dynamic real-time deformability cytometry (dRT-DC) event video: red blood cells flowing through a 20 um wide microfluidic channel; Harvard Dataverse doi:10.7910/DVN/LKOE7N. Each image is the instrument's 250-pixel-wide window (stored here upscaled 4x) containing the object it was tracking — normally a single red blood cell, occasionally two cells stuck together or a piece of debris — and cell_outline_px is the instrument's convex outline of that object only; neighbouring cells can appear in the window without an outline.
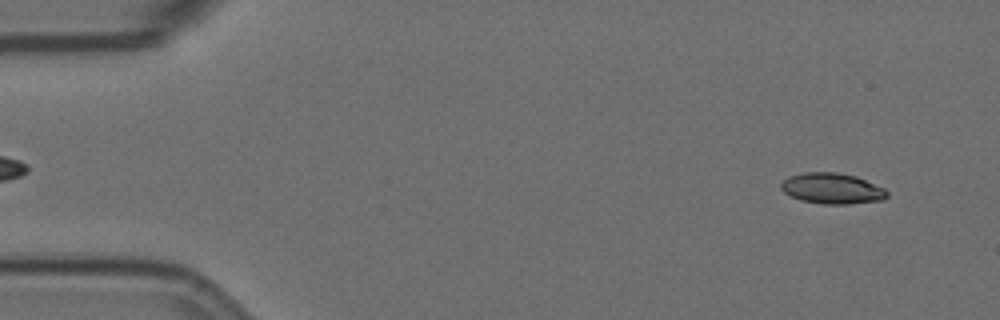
{"species": "Egyptian fruit bat (a non-hibernating species)", "species_latin": "Rousettus aegyptiacus", "temperature_condition": "room temperature", "stored_images_in_passage": 57, "camera_frame_rate_fps": 3000, "um_per_image_px": 0.085, "animal": {"sex": "female"}, "frame": {"image": 1, "passage_image": 4, "time_ms": 1.0, "image_size_px": [1000, 320], "cell_outline_px": [[888, 196], [884, 200], [848, 204], [824, 204], [800, 200], [784, 192], [780, 188], [780, 184], [788, 176], [804, 172], [836, 172], [856, 176], [884, 188], [888, 192]], "centroid_in_image_um": [70.73, 16.02], "position_along_channel_um": 14.3, "area_um2": 19.07}}
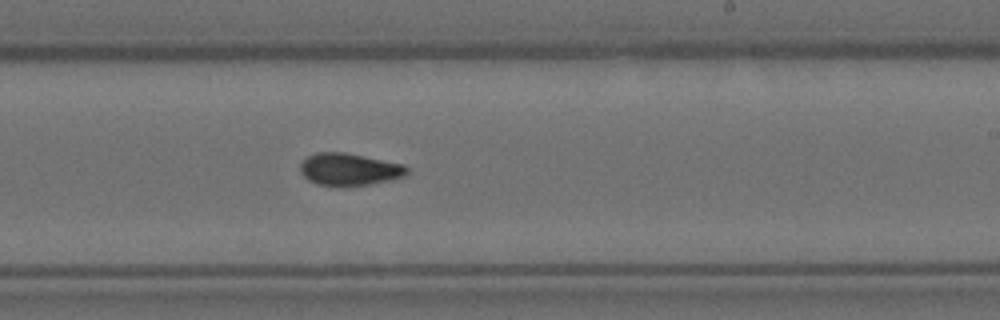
{"frame": {"image": 2, "passage_image": 34, "time_ms": 11.0, "image_size_px": [1000, 320], "cell_outline_px": [[408, 172], [404, 176], [388, 180], [368, 184], [344, 188], [340, 188], [316, 184], [308, 180], [300, 172], [300, 164], [308, 156], [316, 152], [344, 152], [404, 164], [408, 168]], "centroid_in_image_um": [29.65, 14.42], "position_along_channel_um": 259.3, "area_um2": 20.35}}
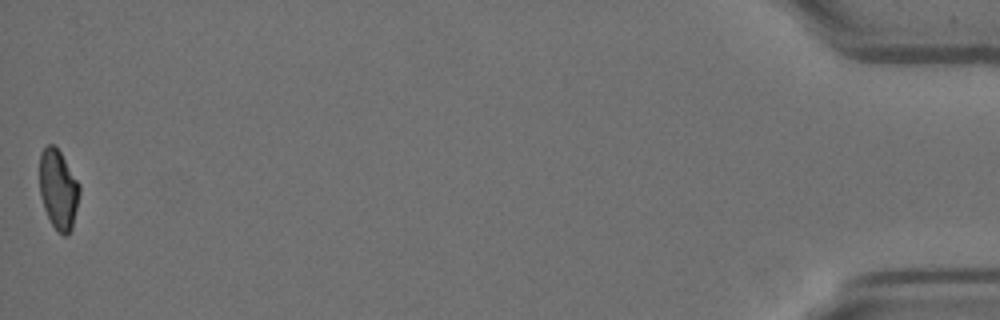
{"frame": {"image": 3, "passage_image": 57, "time_ms": 18.667, "image_size_px": [1000, 320], "cell_outline_px": [[80, 192], [72, 228], [68, 236], [64, 236], [52, 224], [44, 208], [40, 192], [40, 152], [48, 144], [52, 144], [60, 152], [80, 184]], "centroid_in_image_um": [4.97, 16.1], "position_along_channel_um": 430.2, "area_um2": 18.32}, "authors_computed_cell_mechanics": {"area_um2": 19.5364, "velocity_mm_per_s": 3.5265, "shape_relaxation_time_tau1_ms": null, "shape_relaxation_time_tau2_ms": 3.8909, "deformation_change_tau1": null, "deformation_change_tau2": 0.0815}}